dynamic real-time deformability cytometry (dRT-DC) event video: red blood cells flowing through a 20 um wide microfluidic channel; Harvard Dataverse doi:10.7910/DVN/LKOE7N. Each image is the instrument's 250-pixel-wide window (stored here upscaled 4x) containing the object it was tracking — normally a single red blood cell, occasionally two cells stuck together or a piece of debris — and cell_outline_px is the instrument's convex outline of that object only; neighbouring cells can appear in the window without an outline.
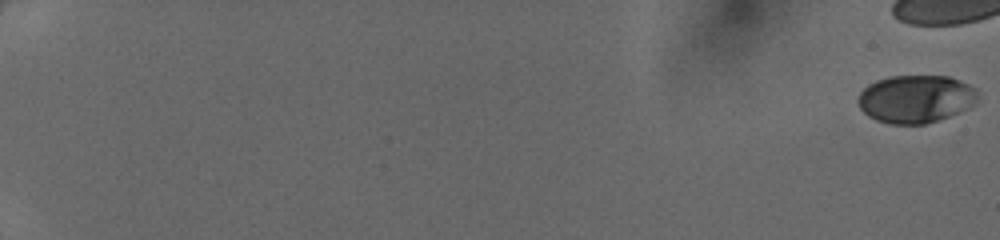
{"species": "human", "species_latin": "Homo sapiens", "temperature_condition": "cold", "stored_images_in_passage": 18, "camera_frame_rate_fps": 3000, "um_per_image_px": 0.085, "donor": {"sex": "female"}, "frame": {"image": 1, "passage_image": 1, "time_ms": 0.0, "image_size_px": [1000, 240], "cell_outline_px": [[976, 104], [968, 108], [948, 116], [924, 124], [892, 124], [876, 120], [868, 116], [860, 108], [856, 100], [860, 92], [868, 84], [876, 80], [892, 76], [948, 76], [968, 84], [976, 88]], "centroid_in_image_um": [77.8, 8.4], "position_along_channel_um": 7.2, "area_um2": 33.29}}
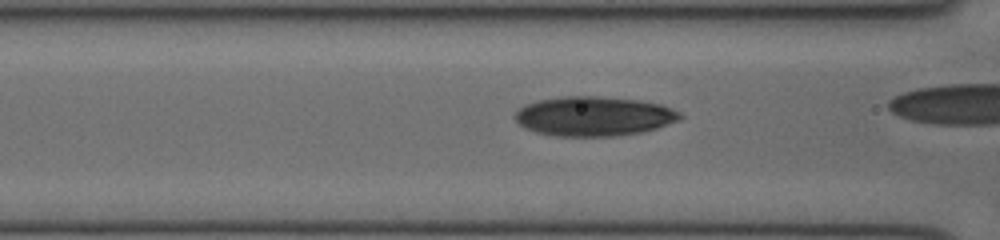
{"frame": {"image": 2, "passage_image": 15, "time_ms": 4.667, "image_size_px": [1000, 240], "cell_outline_px": [[684, 116], [680, 120], [656, 128], [640, 132], [616, 136], [552, 136], [536, 132], [524, 128], [512, 116], [524, 104], [540, 100], [564, 96], [600, 96], [640, 100], [660, 104], [672, 108], [680, 112]], "centroid_in_image_um": [50.48, 9.88], "position_along_channel_um": 116.1, "area_um2": 38.21}}
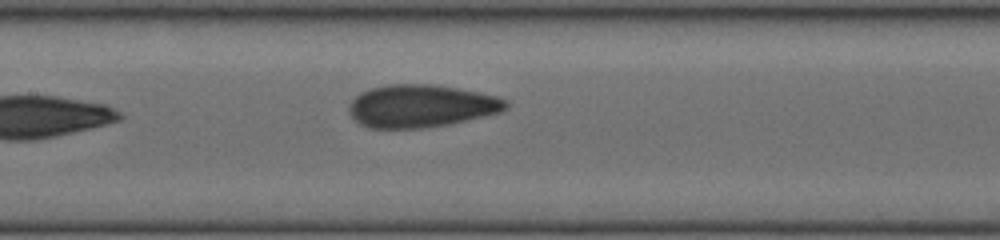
{"frame": {"image": 3, "passage_image": 18, "time_ms": 5.667, "image_size_px": [1000, 240], "cell_outline_px": [[508, 108], [500, 112], [448, 124], [424, 128], [368, 128], [360, 124], [348, 112], [348, 104], [360, 92], [372, 88], [388, 84], [432, 84], [456, 88], [496, 96], [508, 100]], "centroid_in_image_um": [35.76, 9.01], "position_along_channel_um": 171.6, "area_um2": 38.9}}